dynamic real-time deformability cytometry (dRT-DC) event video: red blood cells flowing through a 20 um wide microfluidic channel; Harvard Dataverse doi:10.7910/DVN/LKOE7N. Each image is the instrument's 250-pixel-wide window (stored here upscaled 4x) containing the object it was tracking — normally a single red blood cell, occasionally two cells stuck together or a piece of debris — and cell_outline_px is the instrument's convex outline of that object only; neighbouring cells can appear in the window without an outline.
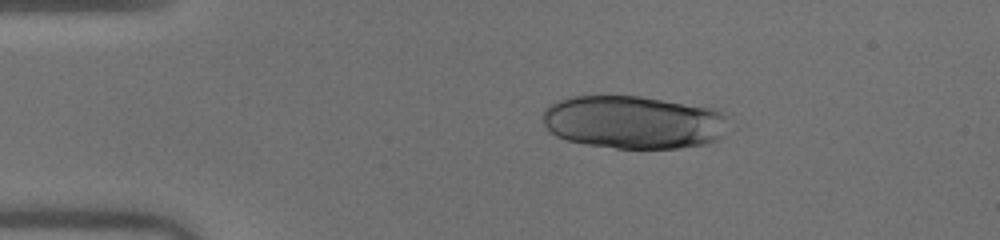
{"species": "human", "species_latin": "Homo sapiens", "temperature_condition": "warm", "stored_images_in_passage": 41, "segment_of_instrument_passage": [1, 2], "camera_frame_rate_fps": 3000, "um_per_image_px": 0.085, "donor": {"sex": "male"}, "frame": {"image": 1, "passage_image": 1, "time_ms": 0.0, "image_size_px": [1000, 240], "cell_outline_px": [[728, 120], [720, 136], [716, 140], [708, 144], [680, 148], [616, 148], [584, 144], [568, 140], [556, 136], [544, 124], [544, 108], [548, 104], [556, 100], [572, 96], [640, 96], [712, 108], [728, 116]], "centroid_in_image_um": [53.82, 10.38], "position_along_channel_um": 31.2, "area_um2": 57.51}}